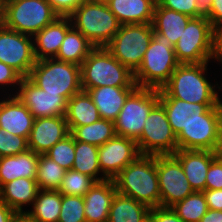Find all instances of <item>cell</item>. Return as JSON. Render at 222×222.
Segmentation results:
<instances>
[{
    "instance_id": "obj_1",
    "label": "cell",
    "mask_w": 222,
    "mask_h": 222,
    "mask_svg": "<svg viewBox=\"0 0 222 222\" xmlns=\"http://www.w3.org/2000/svg\"><path fill=\"white\" fill-rule=\"evenodd\" d=\"M117 192L150 209L160 207L157 156L139 155L114 179Z\"/></svg>"
},
{
    "instance_id": "obj_2",
    "label": "cell",
    "mask_w": 222,
    "mask_h": 222,
    "mask_svg": "<svg viewBox=\"0 0 222 222\" xmlns=\"http://www.w3.org/2000/svg\"><path fill=\"white\" fill-rule=\"evenodd\" d=\"M208 62L179 64L169 81L159 89V98H177L189 103H219L216 84L209 82Z\"/></svg>"
},
{
    "instance_id": "obj_3",
    "label": "cell",
    "mask_w": 222,
    "mask_h": 222,
    "mask_svg": "<svg viewBox=\"0 0 222 222\" xmlns=\"http://www.w3.org/2000/svg\"><path fill=\"white\" fill-rule=\"evenodd\" d=\"M82 91L103 86L137 87L134 73L106 47H94L80 65Z\"/></svg>"
},
{
    "instance_id": "obj_4",
    "label": "cell",
    "mask_w": 222,
    "mask_h": 222,
    "mask_svg": "<svg viewBox=\"0 0 222 222\" xmlns=\"http://www.w3.org/2000/svg\"><path fill=\"white\" fill-rule=\"evenodd\" d=\"M180 63L170 41L153 29V38L139 68L134 72L137 87L161 89Z\"/></svg>"
},
{
    "instance_id": "obj_5",
    "label": "cell",
    "mask_w": 222,
    "mask_h": 222,
    "mask_svg": "<svg viewBox=\"0 0 222 222\" xmlns=\"http://www.w3.org/2000/svg\"><path fill=\"white\" fill-rule=\"evenodd\" d=\"M28 78L46 93H59L67 100L82 91L80 66L55 58L36 60Z\"/></svg>"
},
{
    "instance_id": "obj_6",
    "label": "cell",
    "mask_w": 222,
    "mask_h": 222,
    "mask_svg": "<svg viewBox=\"0 0 222 222\" xmlns=\"http://www.w3.org/2000/svg\"><path fill=\"white\" fill-rule=\"evenodd\" d=\"M69 17L72 26L94 47H106L121 25L107 3L84 0Z\"/></svg>"
},
{
    "instance_id": "obj_7",
    "label": "cell",
    "mask_w": 222,
    "mask_h": 222,
    "mask_svg": "<svg viewBox=\"0 0 222 222\" xmlns=\"http://www.w3.org/2000/svg\"><path fill=\"white\" fill-rule=\"evenodd\" d=\"M57 17L46 0H16L4 5L3 25L33 37Z\"/></svg>"
},
{
    "instance_id": "obj_8",
    "label": "cell",
    "mask_w": 222,
    "mask_h": 222,
    "mask_svg": "<svg viewBox=\"0 0 222 222\" xmlns=\"http://www.w3.org/2000/svg\"><path fill=\"white\" fill-rule=\"evenodd\" d=\"M152 38V23L123 24L106 48L134 73L141 65Z\"/></svg>"
},
{
    "instance_id": "obj_9",
    "label": "cell",
    "mask_w": 222,
    "mask_h": 222,
    "mask_svg": "<svg viewBox=\"0 0 222 222\" xmlns=\"http://www.w3.org/2000/svg\"><path fill=\"white\" fill-rule=\"evenodd\" d=\"M159 102V89L136 87L114 121L117 136L137 140L151 109Z\"/></svg>"
},
{
    "instance_id": "obj_10",
    "label": "cell",
    "mask_w": 222,
    "mask_h": 222,
    "mask_svg": "<svg viewBox=\"0 0 222 222\" xmlns=\"http://www.w3.org/2000/svg\"><path fill=\"white\" fill-rule=\"evenodd\" d=\"M178 150H222L221 115L218 105L208 108L201 119L190 123L176 136Z\"/></svg>"
},
{
    "instance_id": "obj_11",
    "label": "cell",
    "mask_w": 222,
    "mask_h": 222,
    "mask_svg": "<svg viewBox=\"0 0 222 222\" xmlns=\"http://www.w3.org/2000/svg\"><path fill=\"white\" fill-rule=\"evenodd\" d=\"M136 142L141 155H173L178 150L176 135L159 102L149 112Z\"/></svg>"
},
{
    "instance_id": "obj_12",
    "label": "cell",
    "mask_w": 222,
    "mask_h": 222,
    "mask_svg": "<svg viewBox=\"0 0 222 222\" xmlns=\"http://www.w3.org/2000/svg\"><path fill=\"white\" fill-rule=\"evenodd\" d=\"M213 28L209 19L191 18L174 45L180 64H201L211 61Z\"/></svg>"
},
{
    "instance_id": "obj_13",
    "label": "cell",
    "mask_w": 222,
    "mask_h": 222,
    "mask_svg": "<svg viewBox=\"0 0 222 222\" xmlns=\"http://www.w3.org/2000/svg\"><path fill=\"white\" fill-rule=\"evenodd\" d=\"M160 207L171 208L194 193L179 160L174 155H157Z\"/></svg>"
},
{
    "instance_id": "obj_14",
    "label": "cell",
    "mask_w": 222,
    "mask_h": 222,
    "mask_svg": "<svg viewBox=\"0 0 222 222\" xmlns=\"http://www.w3.org/2000/svg\"><path fill=\"white\" fill-rule=\"evenodd\" d=\"M0 62L28 77L36 62L33 37L0 27Z\"/></svg>"
},
{
    "instance_id": "obj_15",
    "label": "cell",
    "mask_w": 222,
    "mask_h": 222,
    "mask_svg": "<svg viewBox=\"0 0 222 222\" xmlns=\"http://www.w3.org/2000/svg\"><path fill=\"white\" fill-rule=\"evenodd\" d=\"M15 93L34 118L65 116L68 100L59 93H46L28 77L22 78Z\"/></svg>"
},
{
    "instance_id": "obj_16",
    "label": "cell",
    "mask_w": 222,
    "mask_h": 222,
    "mask_svg": "<svg viewBox=\"0 0 222 222\" xmlns=\"http://www.w3.org/2000/svg\"><path fill=\"white\" fill-rule=\"evenodd\" d=\"M139 155L141 154L136 140L116 135L98 147V160L102 175L113 180Z\"/></svg>"
},
{
    "instance_id": "obj_17",
    "label": "cell",
    "mask_w": 222,
    "mask_h": 222,
    "mask_svg": "<svg viewBox=\"0 0 222 222\" xmlns=\"http://www.w3.org/2000/svg\"><path fill=\"white\" fill-rule=\"evenodd\" d=\"M69 134L65 116L35 118L28 138V149L45 154Z\"/></svg>"
},
{
    "instance_id": "obj_18",
    "label": "cell",
    "mask_w": 222,
    "mask_h": 222,
    "mask_svg": "<svg viewBox=\"0 0 222 222\" xmlns=\"http://www.w3.org/2000/svg\"><path fill=\"white\" fill-rule=\"evenodd\" d=\"M219 153L208 150H177L173 155L181 163L192 189L202 192L206 190L210 164Z\"/></svg>"
},
{
    "instance_id": "obj_19",
    "label": "cell",
    "mask_w": 222,
    "mask_h": 222,
    "mask_svg": "<svg viewBox=\"0 0 222 222\" xmlns=\"http://www.w3.org/2000/svg\"><path fill=\"white\" fill-rule=\"evenodd\" d=\"M34 119L16 95L9 94L0 101V128L9 131L14 136L19 135L28 140Z\"/></svg>"
},
{
    "instance_id": "obj_20",
    "label": "cell",
    "mask_w": 222,
    "mask_h": 222,
    "mask_svg": "<svg viewBox=\"0 0 222 222\" xmlns=\"http://www.w3.org/2000/svg\"><path fill=\"white\" fill-rule=\"evenodd\" d=\"M71 27L72 22L70 17L59 16L33 36L35 59L55 58L65 39L67 31Z\"/></svg>"
},
{
    "instance_id": "obj_21",
    "label": "cell",
    "mask_w": 222,
    "mask_h": 222,
    "mask_svg": "<svg viewBox=\"0 0 222 222\" xmlns=\"http://www.w3.org/2000/svg\"><path fill=\"white\" fill-rule=\"evenodd\" d=\"M116 192L112 179L95 182L83 196L86 222H108L109 210Z\"/></svg>"
},
{
    "instance_id": "obj_22",
    "label": "cell",
    "mask_w": 222,
    "mask_h": 222,
    "mask_svg": "<svg viewBox=\"0 0 222 222\" xmlns=\"http://www.w3.org/2000/svg\"><path fill=\"white\" fill-rule=\"evenodd\" d=\"M159 103L164 107L176 136L190 123L201 119V114L208 108L218 105V103H189L177 98H159Z\"/></svg>"
},
{
    "instance_id": "obj_23",
    "label": "cell",
    "mask_w": 222,
    "mask_h": 222,
    "mask_svg": "<svg viewBox=\"0 0 222 222\" xmlns=\"http://www.w3.org/2000/svg\"><path fill=\"white\" fill-rule=\"evenodd\" d=\"M136 87L103 86L88 89L93 103L96 105L101 119L115 121L128 95Z\"/></svg>"
},
{
    "instance_id": "obj_24",
    "label": "cell",
    "mask_w": 222,
    "mask_h": 222,
    "mask_svg": "<svg viewBox=\"0 0 222 222\" xmlns=\"http://www.w3.org/2000/svg\"><path fill=\"white\" fill-rule=\"evenodd\" d=\"M38 190L36 178L21 177L0 188V200L22 217L23 206L33 204Z\"/></svg>"
},
{
    "instance_id": "obj_25",
    "label": "cell",
    "mask_w": 222,
    "mask_h": 222,
    "mask_svg": "<svg viewBox=\"0 0 222 222\" xmlns=\"http://www.w3.org/2000/svg\"><path fill=\"white\" fill-rule=\"evenodd\" d=\"M155 4V0H109L107 2L110 11L121 25L152 23Z\"/></svg>"
},
{
    "instance_id": "obj_26",
    "label": "cell",
    "mask_w": 222,
    "mask_h": 222,
    "mask_svg": "<svg viewBox=\"0 0 222 222\" xmlns=\"http://www.w3.org/2000/svg\"><path fill=\"white\" fill-rule=\"evenodd\" d=\"M39 154L32 150L0 157V188L18 178H36Z\"/></svg>"
},
{
    "instance_id": "obj_27",
    "label": "cell",
    "mask_w": 222,
    "mask_h": 222,
    "mask_svg": "<svg viewBox=\"0 0 222 222\" xmlns=\"http://www.w3.org/2000/svg\"><path fill=\"white\" fill-rule=\"evenodd\" d=\"M62 203V194L58 190L39 189L31 211H25V222H58Z\"/></svg>"
},
{
    "instance_id": "obj_28",
    "label": "cell",
    "mask_w": 222,
    "mask_h": 222,
    "mask_svg": "<svg viewBox=\"0 0 222 222\" xmlns=\"http://www.w3.org/2000/svg\"><path fill=\"white\" fill-rule=\"evenodd\" d=\"M190 19V16L164 8L156 2L152 26L156 32L165 36L174 47Z\"/></svg>"
},
{
    "instance_id": "obj_29",
    "label": "cell",
    "mask_w": 222,
    "mask_h": 222,
    "mask_svg": "<svg viewBox=\"0 0 222 222\" xmlns=\"http://www.w3.org/2000/svg\"><path fill=\"white\" fill-rule=\"evenodd\" d=\"M65 117L70 133L76 127L92 124L101 119L96 105L86 91H81L68 100Z\"/></svg>"
},
{
    "instance_id": "obj_30",
    "label": "cell",
    "mask_w": 222,
    "mask_h": 222,
    "mask_svg": "<svg viewBox=\"0 0 222 222\" xmlns=\"http://www.w3.org/2000/svg\"><path fill=\"white\" fill-rule=\"evenodd\" d=\"M150 208L133 198L116 192L109 210L108 222H142Z\"/></svg>"
},
{
    "instance_id": "obj_31",
    "label": "cell",
    "mask_w": 222,
    "mask_h": 222,
    "mask_svg": "<svg viewBox=\"0 0 222 222\" xmlns=\"http://www.w3.org/2000/svg\"><path fill=\"white\" fill-rule=\"evenodd\" d=\"M93 48L94 46L90 41L72 26L67 31L55 59L80 66Z\"/></svg>"
},
{
    "instance_id": "obj_32",
    "label": "cell",
    "mask_w": 222,
    "mask_h": 222,
    "mask_svg": "<svg viewBox=\"0 0 222 222\" xmlns=\"http://www.w3.org/2000/svg\"><path fill=\"white\" fill-rule=\"evenodd\" d=\"M72 169L92 177L96 182L107 180L104 175H101L98 146L93 144L75 141V159Z\"/></svg>"
},
{
    "instance_id": "obj_33",
    "label": "cell",
    "mask_w": 222,
    "mask_h": 222,
    "mask_svg": "<svg viewBox=\"0 0 222 222\" xmlns=\"http://www.w3.org/2000/svg\"><path fill=\"white\" fill-rule=\"evenodd\" d=\"M71 134L75 141H81L99 147L114 138L116 131L113 121L100 119L92 124L76 127Z\"/></svg>"
},
{
    "instance_id": "obj_34",
    "label": "cell",
    "mask_w": 222,
    "mask_h": 222,
    "mask_svg": "<svg viewBox=\"0 0 222 222\" xmlns=\"http://www.w3.org/2000/svg\"><path fill=\"white\" fill-rule=\"evenodd\" d=\"M66 170L45 154H39L36 182L39 189L57 190Z\"/></svg>"
},
{
    "instance_id": "obj_35",
    "label": "cell",
    "mask_w": 222,
    "mask_h": 222,
    "mask_svg": "<svg viewBox=\"0 0 222 222\" xmlns=\"http://www.w3.org/2000/svg\"><path fill=\"white\" fill-rule=\"evenodd\" d=\"M184 222H199L208 211L203 192L195 191L171 207Z\"/></svg>"
},
{
    "instance_id": "obj_36",
    "label": "cell",
    "mask_w": 222,
    "mask_h": 222,
    "mask_svg": "<svg viewBox=\"0 0 222 222\" xmlns=\"http://www.w3.org/2000/svg\"><path fill=\"white\" fill-rule=\"evenodd\" d=\"M96 181L73 169L66 170L61 185L57 189L61 194L83 197Z\"/></svg>"
},
{
    "instance_id": "obj_37",
    "label": "cell",
    "mask_w": 222,
    "mask_h": 222,
    "mask_svg": "<svg viewBox=\"0 0 222 222\" xmlns=\"http://www.w3.org/2000/svg\"><path fill=\"white\" fill-rule=\"evenodd\" d=\"M45 155L65 170L72 169L75 159V139L72 134L70 133L68 136L57 142L45 153Z\"/></svg>"
},
{
    "instance_id": "obj_38",
    "label": "cell",
    "mask_w": 222,
    "mask_h": 222,
    "mask_svg": "<svg viewBox=\"0 0 222 222\" xmlns=\"http://www.w3.org/2000/svg\"><path fill=\"white\" fill-rule=\"evenodd\" d=\"M58 222H86L84 197L62 194Z\"/></svg>"
},
{
    "instance_id": "obj_39",
    "label": "cell",
    "mask_w": 222,
    "mask_h": 222,
    "mask_svg": "<svg viewBox=\"0 0 222 222\" xmlns=\"http://www.w3.org/2000/svg\"><path fill=\"white\" fill-rule=\"evenodd\" d=\"M28 150V140L25 137L14 136L9 131L0 128V157L14 156Z\"/></svg>"
},
{
    "instance_id": "obj_40",
    "label": "cell",
    "mask_w": 222,
    "mask_h": 222,
    "mask_svg": "<svg viewBox=\"0 0 222 222\" xmlns=\"http://www.w3.org/2000/svg\"><path fill=\"white\" fill-rule=\"evenodd\" d=\"M206 189H222V153L211 162L207 172Z\"/></svg>"
},
{
    "instance_id": "obj_41",
    "label": "cell",
    "mask_w": 222,
    "mask_h": 222,
    "mask_svg": "<svg viewBox=\"0 0 222 222\" xmlns=\"http://www.w3.org/2000/svg\"><path fill=\"white\" fill-rule=\"evenodd\" d=\"M157 3L164 8L196 18V0H158Z\"/></svg>"
},
{
    "instance_id": "obj_42",
    "label": "cell",
    "mask_w": 222,
    "mask_h": 222,
    "mask_svg": "<svg viewBox=\"0 0 222 222\" xmlns=\"http://www.w3.org/2000/svg\"><path fill=\"white\" fill-rule=\"evenodd\" d=\"M60 17H69L84 0H46Z\"/></svg>"
},
{
    "instance_id": "obj_43",
    "label": "cell",
    "mask_w": 222,
    "mask_h": 222,
    "mask_svg": "<svg viewBox=\"0 0 222 222\" xmlns=\"http://www.w3.org/2000/svg\"><path fill=\"white\" fill-rule=\"evenodd\" d=\"M149 216L154 222H184L172 208L156 207L150 210Z\"/></svg>"
},
{
    "instance_id": "obj_44",
    "label": "cell",
    "mask_w": 222,
    "mask_h": 222,
    "mask_svg": "<svg viewBox=\"0 0 222 222\" xmlns=\"http://www.w3.org/2000/svg\"><path fill=\"white\" fill-rule=\"evenodd\" d=\"M23 77L12 67L0 62V85H20V81Z\"/></svg>"
},
{
    "instance_id": "obj_45",
    "label": "cell",
    "mask_w": 222,
    "mask_h": 222,
    "mask_svg": "<svg viewBox=\"0 0 222 222\" xmlns=\"http://www.w3.org/2000/svg\"><path fill=\"white\" fill-rule=\"evenodd\" d=\"M208 205V209L222 211V189H206L202 191Z\"/></svg>"
},
{
    "instance_id": "obj_46",
    "label": "cell",
    "mask_w": 222,
    "mask_h": 222,
    "mask_svg": "<svg viewBox=\"0 0 222 222\" xmlns=\"http://www.w3.org/2000/svg\"><path fill=\"white\" fill-rule=\"evenodd\" d=\"M211 59L220 61L222 64V27L213 29Z\"/></svg>"
},
{
    "instance_id": "obj_47",
    "label": "cell",
    "mask_w": 222,
    "mask_h": 222,
    "mask_svg": "<svg viewBox=\"0 0 222 222\" xmlns=\"http://www.w3.org/2000/svg\"><path fill=\"white\" fill-rule=\"evenodd\" d=\"M209 21L213 29L222 27V0H213Z\"/></svg>"
},
{
    "instance_id": "obj_48",
    "label": "cell",
    "mask_w": 222,
    "mask_h": 222,
    "mask_svg": "<svg viewBox=\"0 0 222 222\" xmlns=\"http://www.w3.org/2000/svg\"><path fill=\"white\" fill-rule=\"evenodd\" d=\"M22 217L0 200V222H18Z\"/></svg>"
},
{
    "instance_id": "obj_49",
    "label": "cell",
    "mask_w": 222,
    "mask_h": 222,
    "mask_svg": "<svg viewBox=\"0 0 222 222\" xmlns=\"http://www.w3.org/2000/svg\"><path fill=\"white\" fill-rule=\"evenodd\" d=\"M213 0H196V18L209 19Z\"/></svg>"
},
{
    "instance_id": "obj_50",
    "label": "cell",
    "mask_w": 222,
    "mask_h": 222,
    "mask_svg": "<svg viewBox=\"0 0 222 222\" xmlns=\"http://www.w3.org/2000/svg\"><path fill=\"white\" fill-rule=\"evenodd\" d=\"M199 222H222V211L208 209Z\"/></svg>"
},
{
    "instance_id": "obj_51",
    "label": "cell",
    "mask_w": 222,
    "mask_h": 222,
    "mask_svg": "<svg viewBox=\"0 0 222 222\" xmlns=\"http://www.w3.org/2000/svg\"><path fill=\"white\" fill-rule=\"evenodd\" d=\"M3 12H4V6L0 0V27L3 26Z\"/></svg>"
},
{
    "instance_id": "obj_52",
    "label": "cell",
    "mask_w": 222,
    "mask_h": 222,
    "mask_svg": "<svg viewBox=\"0 0 222 222\" xmlns=\"http://www.w3.org/2000/svg\"><path fill=\"white\" fill-rule=\"evenodd\" d=\"M218 107H219L220 115H221V129H222V101H221V98L219 100Z\"/></svg>"
},
{
    "instance_id": "obj_53",
    "label": "cell",
    "mask_w": 222,
    "mask_h": 222,
    "mask_svg": "<svg viewBox=\"0 0 222 222\" xmlns=\"http://www.w3.org/2000/svg\"><path fill=\"white\" fill-rule=\"evenodd\" d=\"M89 2H97V3H107L109 0H86Z\"/></svg>"
},
{
    "instance_id": "obj_54",
    "label": "cell",
    "mask_w": 222,
    "mask_h": 222,
    "mask_svg": "<svg viewBox=\"0 0 222 222\" xmlns=\"http://www.w3.org/2000/svg\"><path fill=\"white\" fill-rule=\"evenodd\" d=\"M142 222H154V220L148 215Z\"/></svg>"
},
{
    "instance_id": "obj_55",
    "label": "cell",
    "mask_w": 222,
    "mask_h": 222,
    "mask_svg": "<svg viewBox=\"0 0 222 222\" xmlns=\"http://www.w3.org/2000/svg\"><path fill=\"white\" fill-rule=\"evenodd\" d=\"M13 1H16V0H1L3 6H4L5 4L11 3V2H13Z\"/></svg>"
},
{
    "instance_id": "obj_56",
    "label": "cell",
    "mask_w": 222,
    "mask_h": 222,
    "mask_svg": "<svg viewBox=\"0 0 222 222\" xmlns=\"http://www.w3.org/2000/svg\"><path fill=\"white\" fill-rule=\"evenodd\" d=\"M18 222H25L22 218Z\"/></svg>"
}]
</instances>
